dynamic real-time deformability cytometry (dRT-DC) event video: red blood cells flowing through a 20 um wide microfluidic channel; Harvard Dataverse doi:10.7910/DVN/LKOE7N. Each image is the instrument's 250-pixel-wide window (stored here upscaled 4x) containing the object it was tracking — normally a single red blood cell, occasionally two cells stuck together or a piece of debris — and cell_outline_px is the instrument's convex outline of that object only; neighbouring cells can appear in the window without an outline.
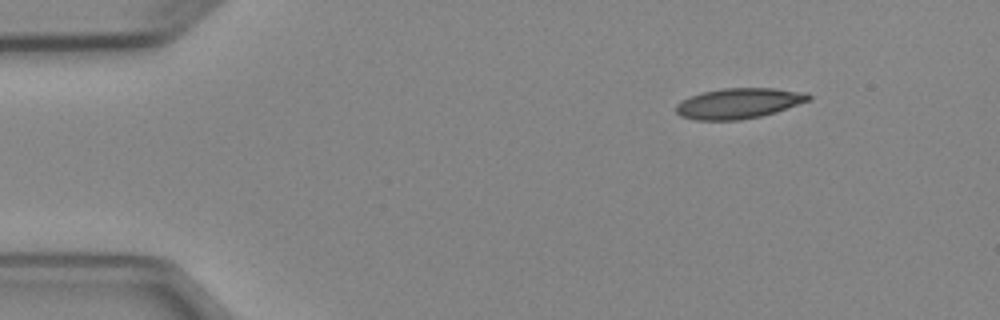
{"species": "Egyptian fruit bat (a non-hibernating species)", "species_latin": "Rousettus aegyptiacus", "temperature_condition": "cold", "stored_images_in_passage": 5, "camera_frame_rate_fps": 3000, "um_per_image_px": 0.085, "animal": {"sex": "female"}, "frame": {"image": 1, "passage_image": 1, "time_ms": 0.0, "image_size_px": [1000, 320], "cell_outline_px": [[812, 96], [808, 100], [776, 112], [760, 116], [740, 120], [696, 120], [680, 116], [676, 112], [676, 104], [680, 100], [688, 96], [720, 88], [772, 88], [808, 92]], "centroid_in_image_um": [62.75, 8.78], "position_along_channel_um": 22.2, "area_um2": 23.58}}
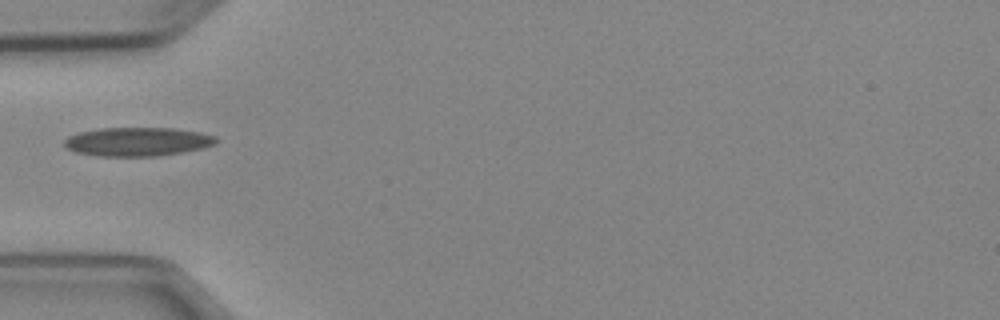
{"frame": {"image": 2, "passage_image": 4, "time_ms": 3.333, "image_size_px": [1000, 320], "cell_outline_px": [[216, 144], [204, 148], [156, 156], [96, 156], [76, 152], [64, 148], [64, 140], [68, 136], [80, 132], [100, 128], [172, 128], [200, 132], [216, 136]], "centroid_in_image_um": [11.66, 12.04], "position_along_channel_um": 73.3, "area_um2": 25.49}}
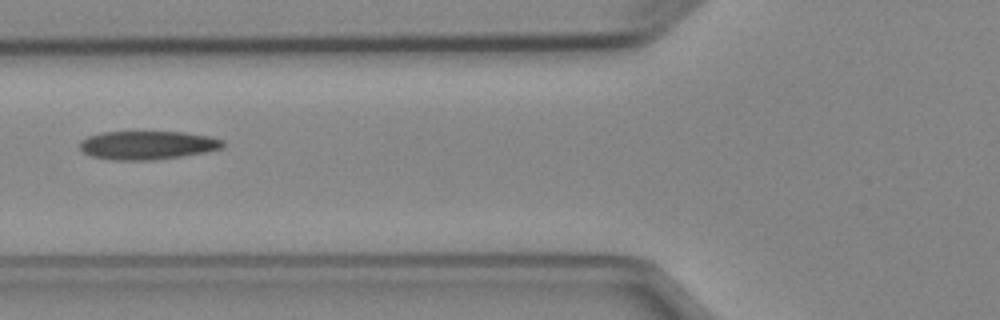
{"frame": {"image": 3, "passage_image": 5, "time_ms": 4.333, "image_size_px": [1000, 320], "cell_outline_px": [[224, 148], [204, 152], [180, 156], [152, 160], [112, 160], [92, 156], [84, 152], [80, 148], [80, 140], [88, 136], [100, 132], [184, 132], [212, 136], [224, 140]], "centroid_in_image_um": [12.55, 12.33], "position_along_channel_um": 113.3, "area_um2": 23.87}}